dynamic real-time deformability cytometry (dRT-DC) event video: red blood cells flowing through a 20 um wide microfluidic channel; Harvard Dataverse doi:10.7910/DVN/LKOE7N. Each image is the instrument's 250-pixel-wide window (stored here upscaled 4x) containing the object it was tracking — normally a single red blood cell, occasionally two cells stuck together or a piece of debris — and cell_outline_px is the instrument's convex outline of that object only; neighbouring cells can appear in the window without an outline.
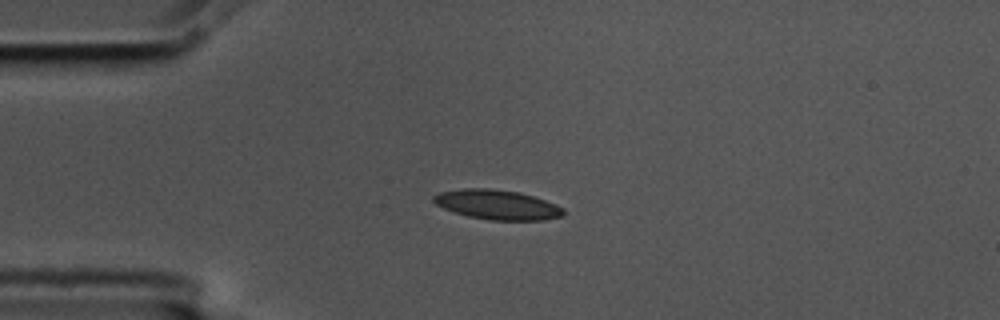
{"species": "common noctule bat (a hibernating species)", "species_latin": "Nyctalus noctula", "temperature_condition": "cold", "stored_images_in_passage": 44, "camera_frame_rate_fps": 3000, "um_per_image_px": 0.085, "animal": {"sex": "male", "body_mass_g": 17.5, "forearm_length_mm": 52.3}, "frame": {"image": 1, "passage_image": 1, "time_ms": 0.0, "image_size_px": [1000, 320], "cell_outline_px": [[564, 216], [544, 220], [488, 220], [468, 216], [444, 208], [436, 204], [432, 200], [432, 196], [440, 192], [464, 188], [488, 188], [520, 192], [556, 204], [564, 208]], "centroid_in_image_um": [42.28, 17.4], "position_along_channel_um": 42.7, "area_um2": 22.43}}
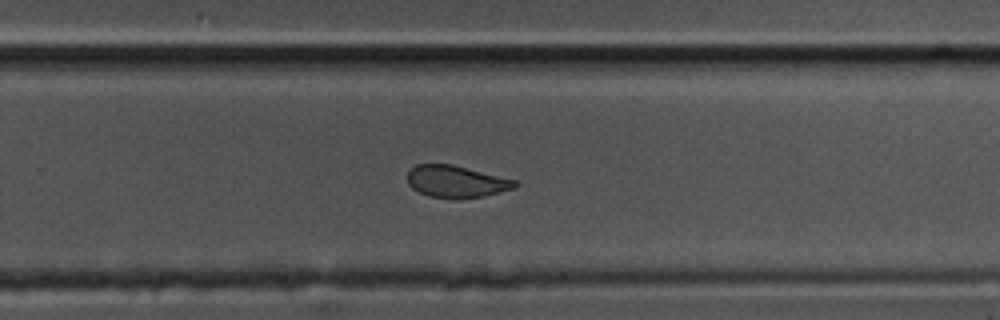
{"frame": {"image": 2, "passage_image": 24, "time_ms": 7.667, "image_size_px": [1000, 320], "cell_outline_px": [[520, 184], [512, 188], [484, 196], [460, 200], [456, 200], [428, 196], [412, 188], [408, 184], [408, 172], [416, 164], [452, 164], [516, 180]], "centroid_in_image_um": [38.77, 15.45], "position_along_channel_um": 291.0, "area_um2": 20.17}}
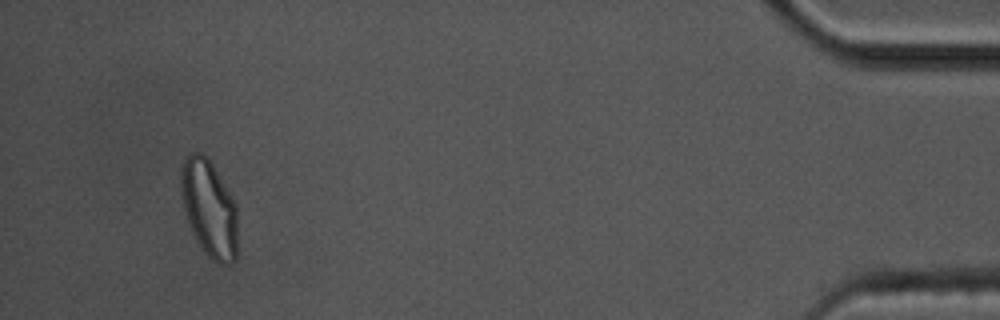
{"frame": {"image": 3, "passage_image": 41, "time_ms": 13.333, "image_size_px": [1000, 320], "cell_outline_px": [[236, 260], [232, 264], [216, 264], [204, 252], [192, 232], [184, 208], [180, 188], [180, 164], [184, 156], [188, 152], [200, 152], [212, 164], [236, 204]], "centroid_in_image_um": [17.75, 17.71], "position_along_channel_um": 417.5, "area_um2": 32.02}, "authors_computed_cell_mechanics": {"area_um2": 22.0796, "velocity_mm_per_s": 3.5134, "shape_relaxation_time_tau1_ms": 9.8867, "shape_relaxation_time_tau2_ms": 2.2086, "deformation_change_tau1": 0.1882, "deformation_change_tau2": 0.0652}}